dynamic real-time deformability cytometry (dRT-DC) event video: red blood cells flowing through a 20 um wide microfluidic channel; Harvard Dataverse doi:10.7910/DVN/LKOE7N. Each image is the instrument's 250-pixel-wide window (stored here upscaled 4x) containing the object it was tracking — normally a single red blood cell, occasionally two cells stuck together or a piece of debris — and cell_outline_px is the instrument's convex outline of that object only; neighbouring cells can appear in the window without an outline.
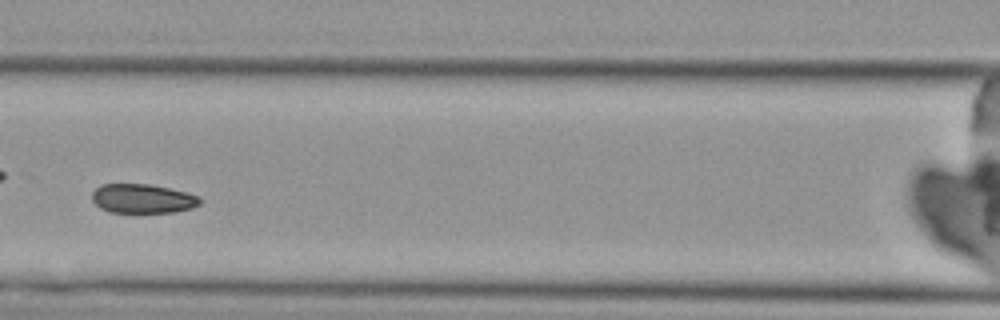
{"species": "Egyptian fruit bat (a non-hibernating species)", "species_latin": "Rousettus aegyptiacus", "temperature_condition": "cold", "stored_images_in_passage": 10, "camera_frame_rate_fps": 3000, "um_per_image_px": 0.085, "animal": {"sex": "female"}, "frame": {"image": 1, "passage_image": 7, "time_ms": 9.0, "image_size_px": [1000, 320], "cell_outline_px": [[200, 204], [192, 208], [176, 212], [140, 216], [108, 212], [100, 208], [92, 200], [92, 192], [100, 184], [148, 184], [168, 188], [200, 196]], "centroid_in_image_um": [12.1, 16.95], "position_along_channel_um": 154.5, "area_um2": 19.31}}
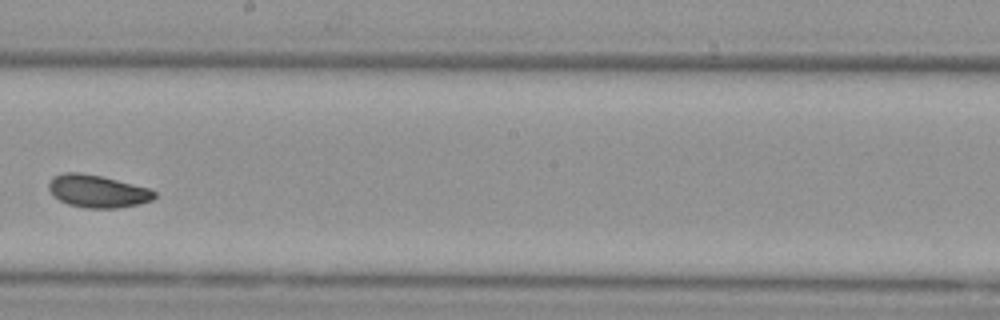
{"frame": {"image": 2, "passage_image": 9, "time_ms": 11.333, "image_size_px": [1000, 320], "cell_outline_px": [[156, 196], [152, 200], [140, 204], [116, 208], [88, 208], [68, 204], [52, 196], [48, 188], [48, 184], [56, 176], [64, 172], [80, 172], [100, 176], [148, 188], [156, 192]], "centroid_in_image_um": [8.28, 16.26], "position_along_channel_um": 239.9, "area_um2": 19.88}}
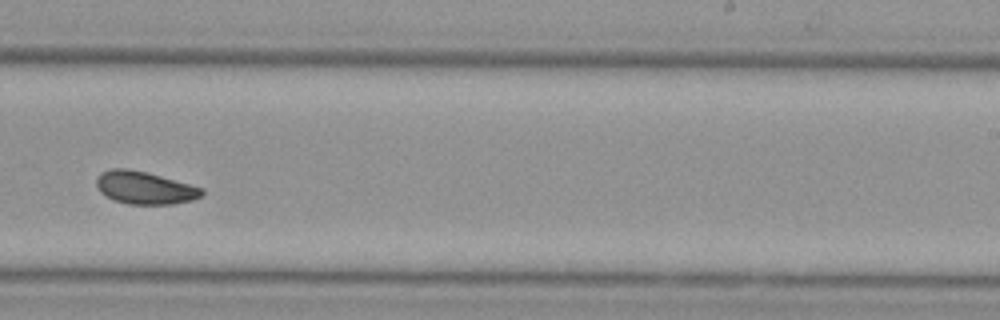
{"frame": {"image": 3, "passage_image": 10, "time_ms": 12.333, "image_size_px": [1000, 320], "cell_outline_px": [[204, 192], [200, 196], [192, 200], [172, 204], [128, 204], [112, 200], [100, 192], [96, 184], [96, 176], [112, 168], [124, 168], [148, 172], [204, 188]], "centroid_in_image_um": [12.29, 15.96], "position_along_channel_um": 276.7, "area_um2": 20.11}}